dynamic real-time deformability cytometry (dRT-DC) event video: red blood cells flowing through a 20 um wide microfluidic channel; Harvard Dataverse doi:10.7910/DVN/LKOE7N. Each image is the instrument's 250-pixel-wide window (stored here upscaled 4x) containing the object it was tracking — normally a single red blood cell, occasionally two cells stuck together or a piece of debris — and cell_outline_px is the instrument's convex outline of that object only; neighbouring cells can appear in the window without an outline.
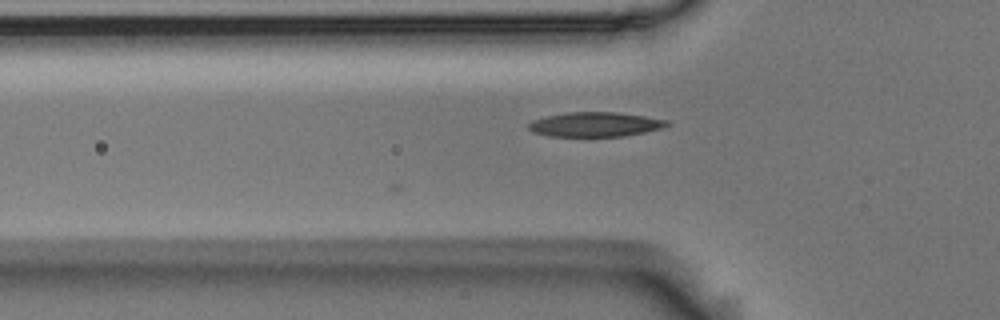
{"species": "Egyptian fruit bat (a non-hibernating species)", "species_latin": "Rousettus aegyptiacus", "temperature_condition": "room temperature", "stored_images_in_passage": 2, "camera_frame_rate_fps": 3000, "um_per_image_px": 0.085, "animal": {"sex": "male"}, "frame": {"image": 1, "passage_image": 2, "time_ms": 0.333, "image_size_px": [1000, 320], "cell_outline_px": [[672, 124], [664, 128], [624, 136], [548, 136], [532, 132], [528, 128], [528, 124], [532, 120], [548, 116], [568, 112], [616, 112], [644, 116], [668, 120]], "centroid_in_image_um": [50.62, 10.57], "position_along_channel_um": 75.2, "area_um2": 19.83}}